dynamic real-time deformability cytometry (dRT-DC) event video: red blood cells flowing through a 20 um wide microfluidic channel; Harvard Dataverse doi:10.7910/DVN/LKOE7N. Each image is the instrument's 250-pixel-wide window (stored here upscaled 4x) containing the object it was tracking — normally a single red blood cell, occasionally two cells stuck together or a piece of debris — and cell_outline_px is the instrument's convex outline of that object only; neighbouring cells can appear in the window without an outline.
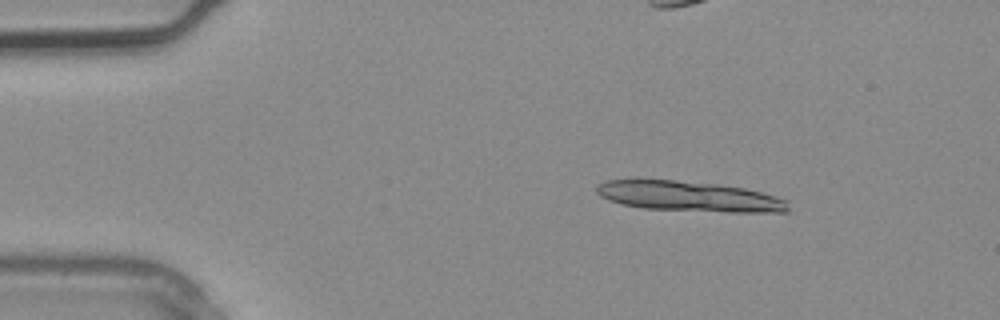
{"species": "common noctule bat (a hibernating species)", "species_latin": "Nyctalus noctula", "temperature_condition": "warm", "stored_images_in_passage": 3, "camera_frame_rate_fps": 3000, "um_per_image_px": 0.085, "animal": {"sex": "male", "body_mass_g": 20.4}, "frame": {"image": 1, "passage_image": 2, "time_ms": 0.333, "image_size_px": [1000, 320], "cell_outline_px": [[788, 212], [728, 212], [644, 208], [624, 204], [608, 200], [600, 196], [596, 192], [596, 184], [604, 180], [676, 180], [720, 184], [744, 188], [776, 196], [788, 200]], "centroid_in_image_um": [58.59, 16.69], "position_along_channel_um": 26.4, "area_um2": 33.7}}